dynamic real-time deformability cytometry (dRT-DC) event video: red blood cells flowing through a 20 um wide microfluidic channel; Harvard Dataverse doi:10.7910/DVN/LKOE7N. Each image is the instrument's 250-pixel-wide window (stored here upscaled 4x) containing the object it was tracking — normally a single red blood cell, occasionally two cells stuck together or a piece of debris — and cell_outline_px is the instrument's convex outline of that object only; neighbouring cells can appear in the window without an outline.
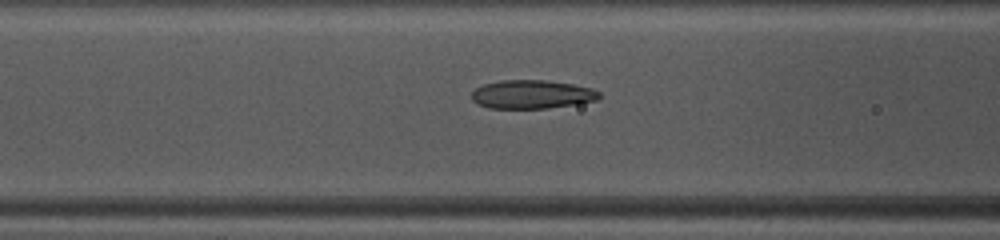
{"species": "common noctule bat (a hibernating species)", "species_latin": "Nyctalus noctula", "temperature_condition": "warm", "stored_images_in_passage": 46, "camera_frame_rate_fps": 3000, "um_per_image_px": 0.085, "animal": {"sex": "female", "body_mass_g": 10.0, "forearm_length_mm": 53.1}, "frame": {"image": 1, "passage_image": 16, "time_ms": 5.0, "image_size_px": [1000, 240], "cell_outline_px": [[600, 96], [596, 100], [576, 104], [548, 108], [488, 108], [476, 104], [472, 100], [472, 92], [476, 88], [484, 84], [500, 80], [544, 80], [572, 84], [592, 88], [600, 92]], "centroid_in_image_um": [45.19, 8.02], "position_along_channel_um": 121.4, "area_um2": 21.27}}
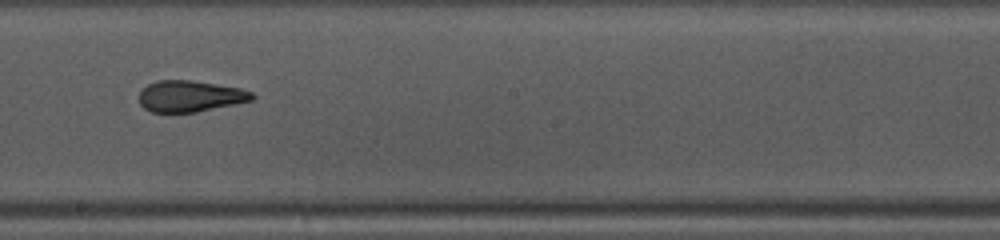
{"frame": {"image": 2, "passage_image": 24, "time_ms": 7.667, "image_size_px": [1000, 240], "cell_outline_px": [[256, 96], [252, 100], [196, 112], [152, 112], [144, 108], [140, 104], [140, 92], [148, 84], [156, 80], [188, 80], [216, 84], [240, 88], [252, 92]], "centroid_in_image_um": [16.15, 8.17], "position_along_channel_um": 232.0, "area_um2": 20.4}}
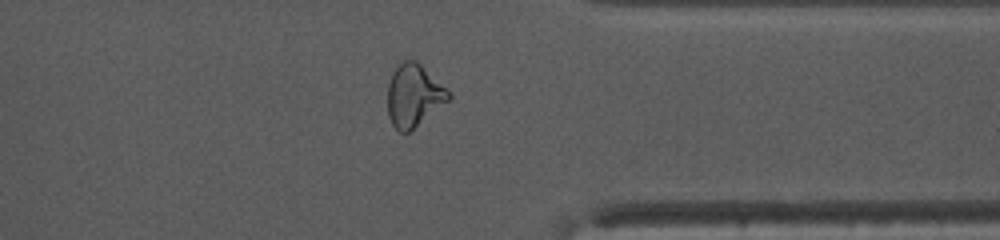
{"frame": {"image": 3, "passage_image": 35, "time_ms": 11.333, "image_size_px": [1000, 240], "cell_outline_px": [[452, 96], [448, 100], [408, 132], [400, 132], [392, 124], [388, 116], [388, 84], [392, 72], [404, 60], [416, 60]], "centroid_in_image_um": [35.12, 8.12], "position_along_channel_um": 376.3, "area_um2": 21.39}, "authors_computed_cell_mechanics": {"area_um2": 21.9929, "velocity_mm_per_s": 4.1431, "shape_relaxation_time_tau1_ms": null, "shape_relaxation_time_tau2_ms": 1.5853, "deformation_change_tau1": null, "deformation_change_tau2": 0.0868}}